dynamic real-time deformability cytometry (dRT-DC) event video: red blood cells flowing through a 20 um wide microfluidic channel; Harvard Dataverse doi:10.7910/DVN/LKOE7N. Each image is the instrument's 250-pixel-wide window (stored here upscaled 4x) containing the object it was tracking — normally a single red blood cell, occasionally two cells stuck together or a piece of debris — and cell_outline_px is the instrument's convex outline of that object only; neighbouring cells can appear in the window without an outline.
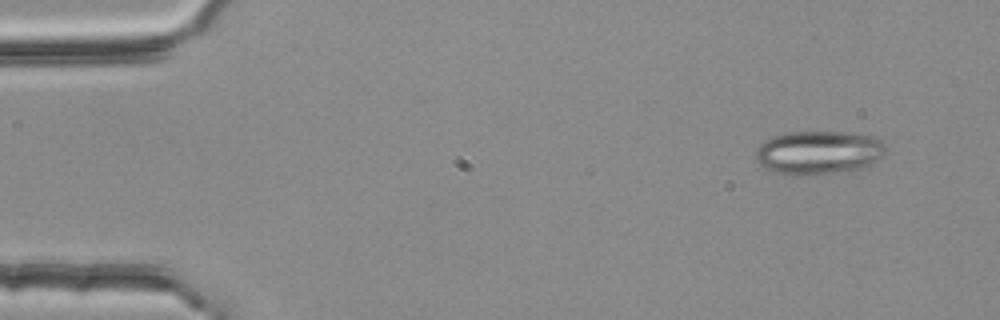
{"species": "common noctule bat (a hibernating species)", "species_latin": "Nyctalus noctula", "temperature_condition": "room temperature", "stored_images_in_passage": 3, "camera_frame_rate_fps": 3000, "um_per_image_px": 0.085, "animal": {"sex": "female", "body_mass_g": 25.1}, "frame": {"image": 1, "passage_image": 1, "time_ms": 0.0, "image_size_px": [1000, 320], "cell_outline_px": [[884, 156], [860, 168], [848, 172], [800, 176], [776, 172], [764, 168], [756, 160], [756, 148], [764, 140], [772, 136], [788, 132], [840, 132], [876, 136], [884, 144]], "centroid_in_image_um": [69.55, 12.97], "position_along_channel_um": 15.4, "area_um2": 33.23}}